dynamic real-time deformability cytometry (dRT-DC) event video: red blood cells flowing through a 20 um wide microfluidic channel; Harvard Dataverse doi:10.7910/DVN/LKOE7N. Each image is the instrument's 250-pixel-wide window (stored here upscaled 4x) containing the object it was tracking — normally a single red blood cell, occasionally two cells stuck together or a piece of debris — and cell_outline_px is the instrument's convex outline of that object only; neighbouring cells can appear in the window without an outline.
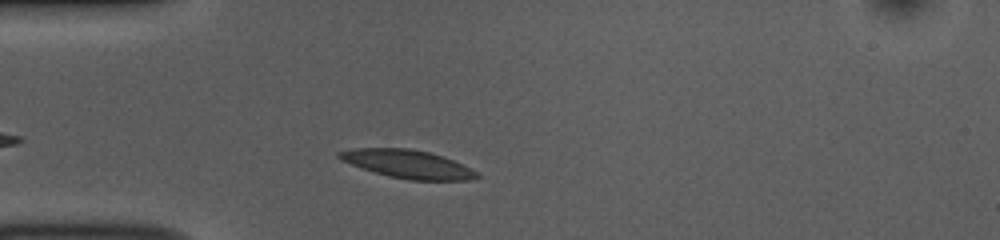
{"species": "common noctule bat (a hibernating species)", "species_latin": "Nyctalus noctula", "temperature_condition": "room temperature", "stored_images_in_passage": 41, "camera_frame_rate_fps": 3000, "um_per_image_px": 0.085, "animal": {"sex": "female", "body_mass_g": 10.0, "forearm_length_mm": 53.1}, "frame": {"image": 1, "passage_image": 5, "time_ms": 1.333, "image_size_px": [1000, 240], "cell_outline_px": [[480, 176], [472, 180], [408, 180], [388, 176], [340, 160], [336, 156], [336, 152], [352, 148], [408, 148], [428, 152], [444, 156], [476, 172]], "centroid_in_image_um": [34.61, 13.94], "position_along_channel_um": 50.4, "area_um2": 22.43}}
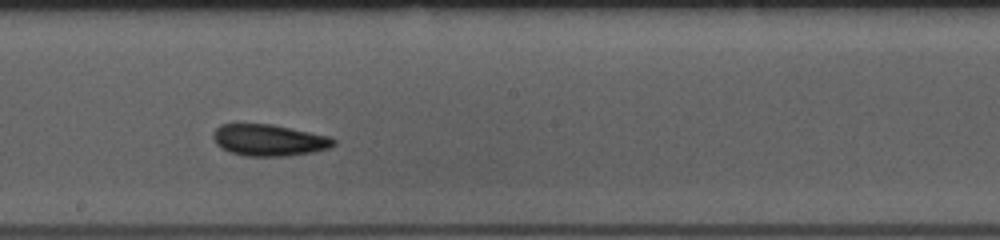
{"frame": {"image": 2, "passage_image": 20, "time_ms": 6.333, "image_size_px": [1000, 240], "cell_outline_px": [[336, 144], [332, 148], [312, 152], [288, 156], [244, 156], [228, 152], [220, 148], [216, 144], [212, 136], [212, 132], [220, 124], [272, 124], [328, 136], [336, 140]], "centroid_in_image_um": [22.84, 11.92], "position_along_channel_um": 225.4, "area_um2": 22.37}}
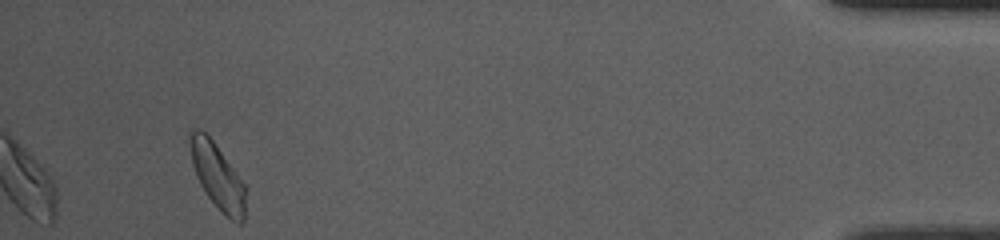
{"frame": {"image": 3, "passage_image": 41, "time_ms": 13.333, "image_size_px": [1000, 240], "cell_outline_px": [[244, 224], [236, 224], [208, 196], [200, 184], [196, 176], [192, 160], [188, 136], [188, 132], [196, 128], [200, 128], [212, 140], [244, 184]], "centroid_in_image_um": [18.45, 14.95], "position_along_channel_um": 416.7, "area_um2": 20.46}, "authors_computed_cell_mechanics": {"area_um2": 21.964, "velocity_mm_per_s": 3.7149, "shape_relaxation_time_tau1_ms": null, "shape_relaxation_time_tau2_ms": 5.5185, "deformation_change_tau1": null, "deformation_change_tau2": 0.1273}}